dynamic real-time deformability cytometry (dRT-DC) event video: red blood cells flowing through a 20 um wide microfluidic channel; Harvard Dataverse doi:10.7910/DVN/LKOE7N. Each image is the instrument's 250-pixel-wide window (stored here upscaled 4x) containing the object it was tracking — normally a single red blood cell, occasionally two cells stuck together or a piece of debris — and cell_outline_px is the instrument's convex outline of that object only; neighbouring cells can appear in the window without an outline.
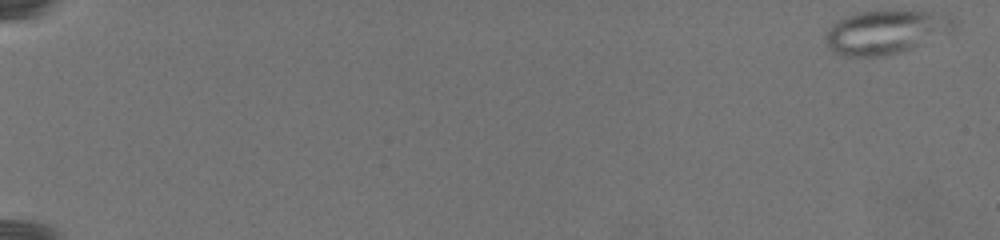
{"species": "common noctule bat (a hibernating species)", "species_latin": "Nyctalus noctula", "temperature_condition": "warm", "stored_images_in_passage": 36, "camera_frame_rate_fps": 3000, "um_per_image_px": 0.085, "animal": {"sex": "female", "body_mass_g": 19.5, "forearm_length_mm": 54.1}, "frame": {"image": 1, "passage_image": 1, "time_ms": 0.0, "image_size_px": [1000, 240], "cell_outline_px": [[956, 28], [948, 32], [908, 48], [896, 52], [880, 56], [844, 56], [832, 52], [824, 40], [824, 36], [828, 28], [836, 20], [860, 12], [928, 12], [948, 16], [956, 20]], "centroid_in_image_um": [75.19, 2.73], "position_along_channel_um": 9.8, "area_um2": 31.73}}